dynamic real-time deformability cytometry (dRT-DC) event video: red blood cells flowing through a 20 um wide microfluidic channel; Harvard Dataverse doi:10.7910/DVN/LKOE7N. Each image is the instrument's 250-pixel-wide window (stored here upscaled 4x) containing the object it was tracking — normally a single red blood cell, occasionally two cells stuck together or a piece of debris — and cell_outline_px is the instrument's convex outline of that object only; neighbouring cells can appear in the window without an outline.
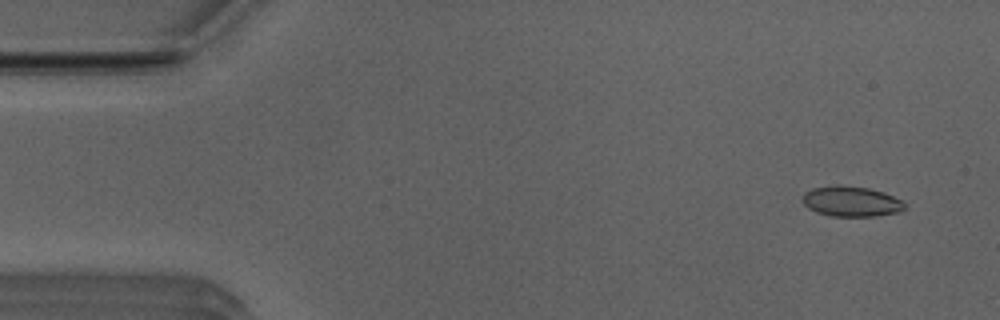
{"species": "Egyptian fruit bat (a non-hibernating species)", "species_latin": "Rousettus aegyptiacus", "temperature_condition": "room temperature", "stored_images_in_passage": 44, "camera_frame_rate_fps": 3000, "um_per_image_px": 0.085, "animal": {"sex": "male"}, "frame": {"image": 1, "passage_image": 3, "time_ms": 0.667, "image_size_px": [1000, 320], "cell_outline_px": [[904, 208], [900, 212], [876, 216], [832, 216], [816, 212], [808, 208], [804, 204], [804, 192], [812, 188], [836, 184], [868, 188], [884, 192], [900, 200], [904, 204]], "centroid_in_image_um": [72.34, 17.11], "position_along_channel_um": 12.7, "area_um2": 17.98}}
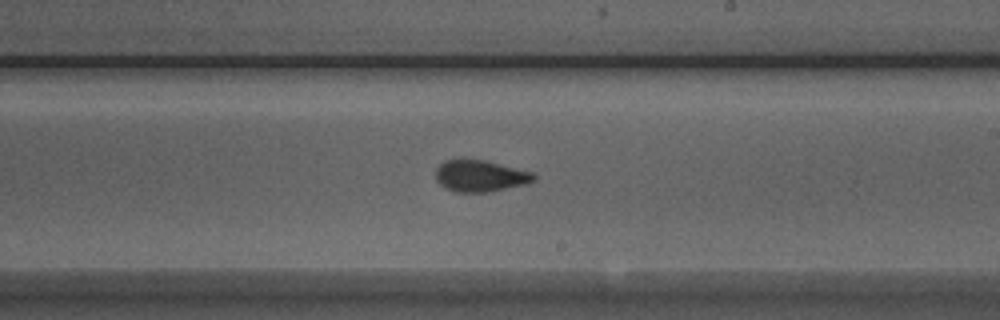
{"frame": {"image": 2, "passage_image": 29, "time_ms": 9.333, "image_size_px": [1000, 320], "cell_outline_px": [[536, 180], [528, 184], [488, 192], [456, 192], [440, 184], [436, 180], [436, 168], [444, 160], [484, 160], [532, 172], [536, 176]], "centroid_in_image_um": [40.84, 14.96], "position_along_channel_um": 248.2, "area_um2": 17.92}}
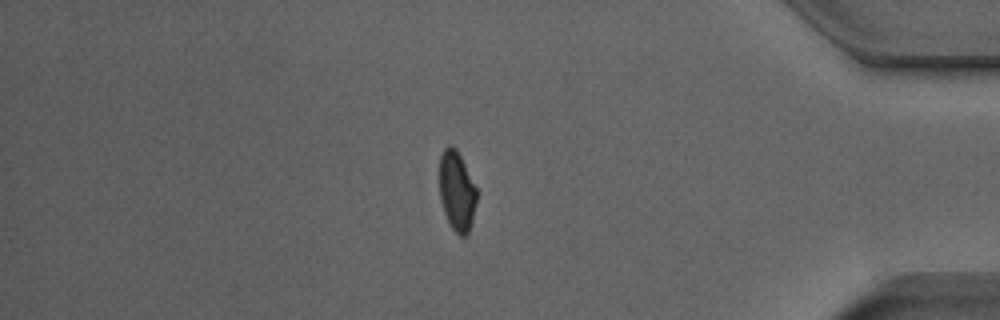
{"frame": {"image": 3, "passage_image": 43, "time_ms": 14.0, "image_size_px": [1000, 320], "cell_outline_px": [[476, 200], [472, 220], [468, 232], [464, 236], [460, 236], [452, 228], [444, 212], [440, 200], [440, 156], [444, 148], [448, 144], [452, 144], [456, 148], [476, 188]], "centroid_in_image_um": [38.81, 16.22], "position_along_channel_um": 396.4, "area_um2": 16.99}}